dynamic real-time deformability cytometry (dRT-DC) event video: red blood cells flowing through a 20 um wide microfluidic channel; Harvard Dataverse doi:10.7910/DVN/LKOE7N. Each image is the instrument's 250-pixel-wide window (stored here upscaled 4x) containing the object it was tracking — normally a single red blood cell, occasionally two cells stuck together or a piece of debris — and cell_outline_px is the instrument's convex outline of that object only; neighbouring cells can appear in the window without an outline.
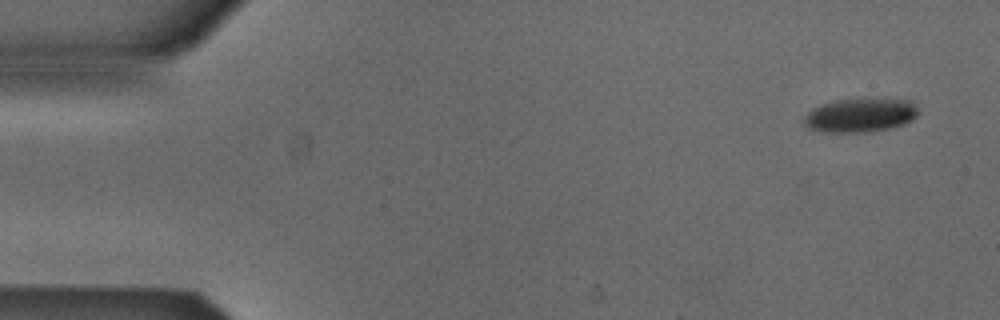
{"species": "Egyptian fruit bat (a non-hibernating species)", "species_latin": "Rousettus aegyptiacus", "temperature_condition": "cold", "stored_images_in_passage": 4, "camera_frame_rate_fps": 3000, "um_per_image_px": 0.085, "animal": {"sex": "male"}, "frame": {"image": 1, "passage_image": 1, "time_ms": 0.0, "image_size_px": [1000, 320], "cell_outline_px": [[920, 112], [912, 120], [904, 124], [888, 128], [864, 132], [820, 132], [808, 128], [804, 124], [804, 116], [812, 108], [820, 104], [836, 100], [908, 100]], "centroid_in_image_um": [73.06, 9.82], "position_along_channel_um": 11.9, "area_um2": 22.14}}
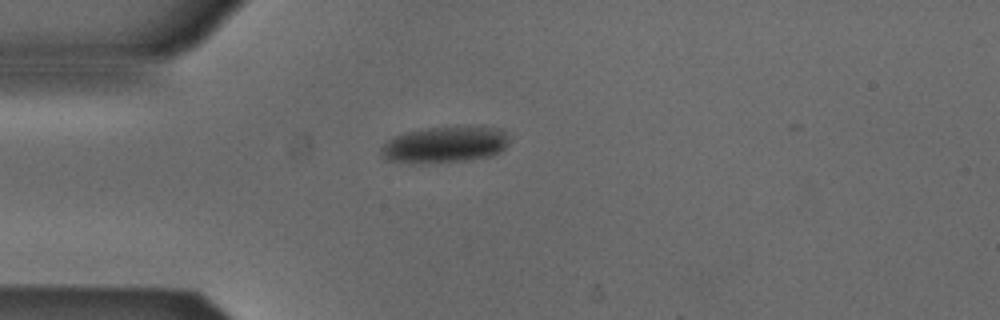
{"frame": {"image": 2, "passage_image": 4, "time_ms": 1.0, "image_size_px": [1000, 320], "cell_outline_px": [[508, 144], [500, 152], [492, 156], [468, 160], [384, 160], [380, 148], [388, 140], [404, 132], [424, 128], [496, 128], [504, 132], [508, 136]], "centroid_in_image_um": [37.84, 12.27], "position_along_channel_um": 47.2, "area_um2": 25.61}}